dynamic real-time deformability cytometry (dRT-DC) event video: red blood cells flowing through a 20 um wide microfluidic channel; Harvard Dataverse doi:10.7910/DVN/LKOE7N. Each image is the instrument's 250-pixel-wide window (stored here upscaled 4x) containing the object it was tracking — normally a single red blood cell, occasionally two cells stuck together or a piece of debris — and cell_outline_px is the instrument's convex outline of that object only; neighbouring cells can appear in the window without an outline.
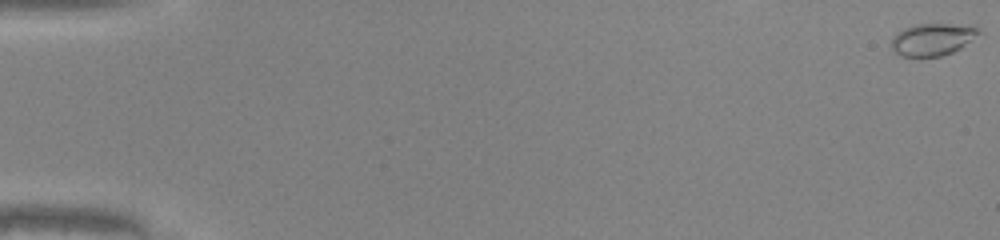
{"species": "common noctule bat (a hibernating species)", "species_latin": "Nyctalus noctula", "temperature_condition": "warm", "stored_images_in_passage": 37, "camera_frame_rate_fps": 3000, "um_per_image_px": 0.085, "animal": {"sex": "male", "body_mass_g": 20.0, "forearm_length_mm": 53.3}, "frame": {"image": 1, "passage_image": 1, "time_ms": 0.0, "image_size_px": [1000, 240], "cell_outline_px": [[984, 32], [960, 48], [952, 52], [940, 56], [900, 56], [892, 52], [892, 36], [904, 28], [916, 24], [976, 24]], "centroid_in_image_um": [79.33, 3.32], "position_along_channel_um": 5.7, "area_um2": 16.76}}
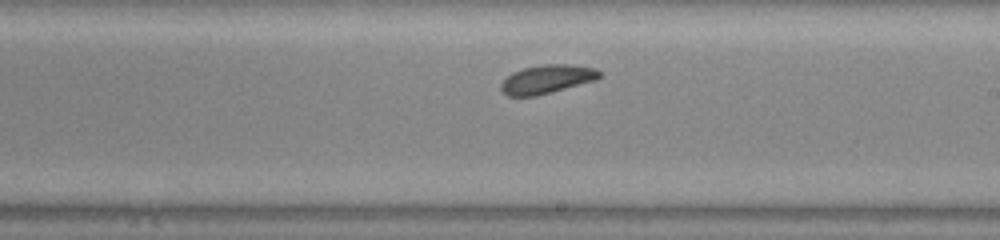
{"frame": {"image": 2, "passage_image": 25, "time_ms": 8.0, "image_size_px": [1000, 240], "cell_outline_px": [[600, 76], [596, 80], [536, 96], [508, 96], [500, 88], [500, 84], [512, 72], [524, 68], [544, 64], [568, 64], [596, 68], [600, 72]], "centroid_in_image_um": [46.49, 6.73], "position_along_channel_um": 242.5, "area_um2": 16.3}}
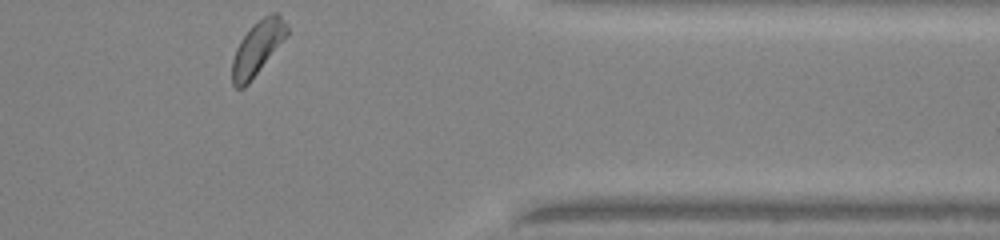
{"frame": {"image": 3, "passage_image": 37, "time_ms": 12.0, "image_size_px": [1000, 240], "cell_outline_px": [[288, 32], [248, 84], [244, 88], [236, 88], [232, 84], [232, 60], [236, 48], [240, 40], [252, 24], [264, 16], [272, 12], [276, 12], [284, 20], [288, 28]], "centroid_in_image_um": [21.83, 4.07], "position_along_channel_um": 389.6, "area_um2": 16.7}, "authors_computed_cell_mechanics": {"area_um2": 16.2996, "velocity_mm_per_s": 4.0617, "shape_relaxation_time_tau1_ms": 2.154, "shape_relaxation_time_tau2_ms": 5.5994, "deformation_change_tau1": 0.0825, "deformation_change_tau2": 0.0989}}